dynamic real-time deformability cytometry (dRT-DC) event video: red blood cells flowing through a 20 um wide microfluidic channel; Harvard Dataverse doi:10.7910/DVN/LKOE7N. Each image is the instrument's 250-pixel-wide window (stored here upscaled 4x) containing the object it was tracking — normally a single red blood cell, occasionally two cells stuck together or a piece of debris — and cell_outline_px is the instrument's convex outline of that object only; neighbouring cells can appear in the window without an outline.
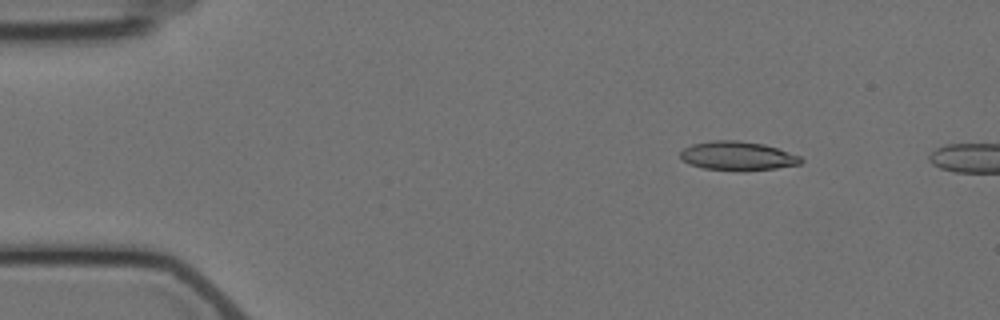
{"species": "Egyptian fruit bat (a non-hibernating species)", "species_latin": "Rousettus aegyptiacus", "temperature_condition": "cold", "stored_images_in_passage": 3, "camera_frame_rate_fps": 3000, "um_per_image_px": 0.085, "animal": {"sex": "female"}, "frame": {"image": 1, "passage_image": 1, "time_ms": 0.0, "image_size_px": [1000, 320], "cell_outline_px": [[804, 160], [800, 164], [776, 168], [704, 168], [688, 164], [680, 156], [680, 152], [684, 148], [692, 144], [716, 140], [736, 140], [764, 144], [800, 156]], "centroid_in_image_um": [62.68, 13.21], "position_along_channel_um": 22.3, "area_um2": 19.36}}